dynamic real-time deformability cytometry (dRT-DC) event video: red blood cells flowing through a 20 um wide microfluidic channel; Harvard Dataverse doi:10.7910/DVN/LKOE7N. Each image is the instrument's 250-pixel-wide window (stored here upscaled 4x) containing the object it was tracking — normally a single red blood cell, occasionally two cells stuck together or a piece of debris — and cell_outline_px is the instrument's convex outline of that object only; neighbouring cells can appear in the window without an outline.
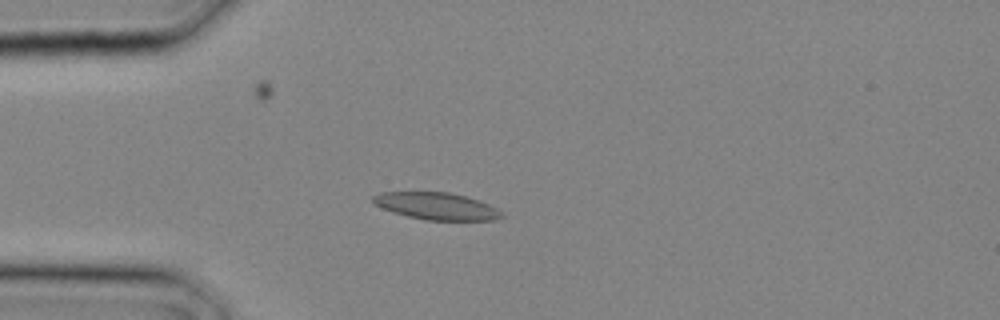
{"species": "common noctule bat (a hibernating species)", "species_latin": "Nyctalus noctula", "temperature_condition": "cold", "stored_images_in_passage": 2, "camera_frame_rate_fps": 3000, "um_per_image_px": 0.085, "animal": {"sex": "male", "body_mass_g": 20.4}, "frame": {"image": 1, "passage_image": 2, "time_ms": 0.333, "image_size_px": [1000, 320], "cell_outline_px": [[504, 216], [492, 220], [424, 220], [392, 212], [376, 204], [372, 200], [372, 196], [380, 192], [448, 192], [464, 196], [488, 204], [504, 212]], "centroid_in_image_um": [37.1, 17.52], "position_along_channel_um": 47.9, "area_um2": 20.11}}